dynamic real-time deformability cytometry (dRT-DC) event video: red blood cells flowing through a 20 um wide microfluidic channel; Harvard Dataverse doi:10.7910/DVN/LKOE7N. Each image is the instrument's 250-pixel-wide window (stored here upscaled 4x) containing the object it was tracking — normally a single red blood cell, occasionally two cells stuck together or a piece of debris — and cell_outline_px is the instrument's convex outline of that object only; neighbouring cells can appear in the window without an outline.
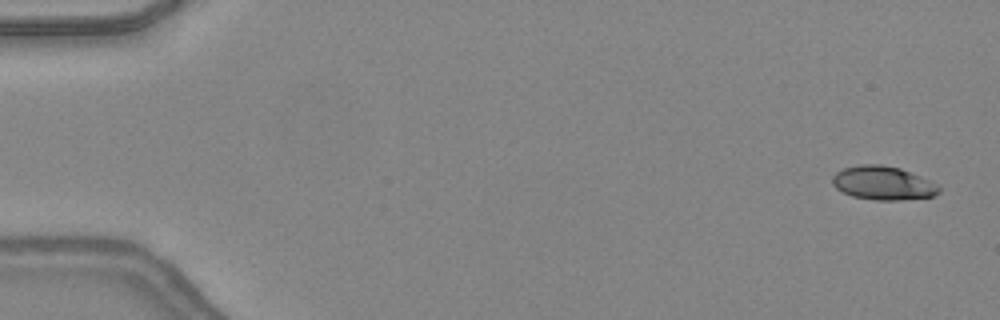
{"species": "common noctule bat (a hibernating species)", "species_latin": "Nyctalus noctula", "temperature_condition": "warm", "stored_images_in_passage": 48, "camera_frame_rate_fps": 3000, "um_per_image_px": 0.085, "animal": {"sex": "female", "body_mass_g": 24.6, "forearm_length_mm": 56.2}, "frame": {"image": 1, "passage_image": 2, "time_ms": 0.333, "image_size_px": [1000, 320], "cell_outline_px": [[940, 192], [936, 196], [900, 200], [872, 200], [852, 196], [836, 188], [832, 184], [832, 176], [836, 172], [844, 168], [860, 164], [880, 164], [900, 168], [920, 176], [936, 184], [940, 188]], "centroid_in_image_um": [75.05, 15.56], "position_along_channel_um": 9.9, "area_um2": 20.98}}
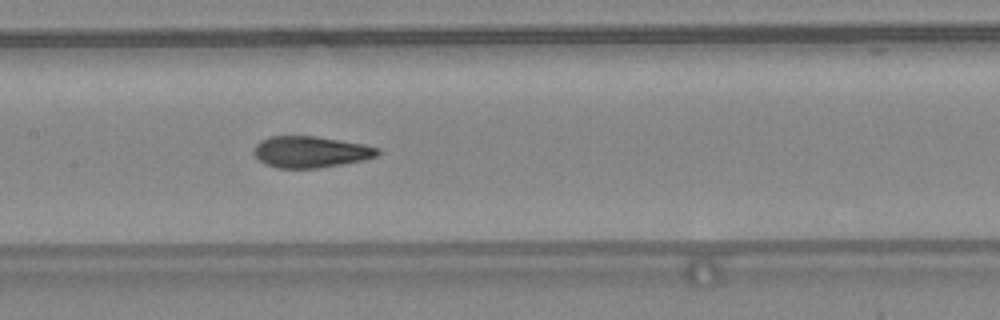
{"frame": {"image": 2, "passage_image": 24, "time_ms": 7.667, "image_size_px": [1000, 320], "cell_outline_px": [[380, 152], [376, 156], [364, 160], [316, 168], [280, 168], [264, 164], [252, 152], [252, 148], [260, 140], [272, 136], [316, 136], [364, 144], [380, 148]], "centroid_in_image_um": [26.38, 12.9], "position_along_channel_um": 181.0, "area_um2": 22.66}}
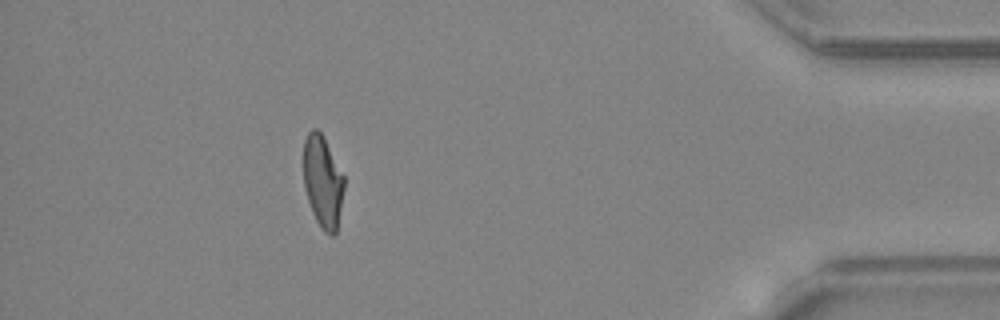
{"frame": {"image": 3, "passage_image": 43, "time_ms": 14.0, "image_size_px": [1000, 320], "cell_outline_px": [[344, 188], [336, 232], [332, 236], [324, 232], [316, 220], [312, 212], [304, 188], [304, 140], [308, 132], [312, 128], [316, 128], [324, 136], [344, 176]], "centroid_in_image_um": [27.43, 15.41], "position_along_channel_um": 407.8, "area_um2": 21.73}, "authors_computed_cell_mechanics": {"area_um2": 22.5131, "velocity_mm_per_s": 4.3975, "shape_relaxation_time_tau1_ms": 8.1705, "shape_relaxation_time_tau2_ms": 1.6006, "deformation_change_tau1": 0.2675, "deformation_change_tau2": 0.0967}}